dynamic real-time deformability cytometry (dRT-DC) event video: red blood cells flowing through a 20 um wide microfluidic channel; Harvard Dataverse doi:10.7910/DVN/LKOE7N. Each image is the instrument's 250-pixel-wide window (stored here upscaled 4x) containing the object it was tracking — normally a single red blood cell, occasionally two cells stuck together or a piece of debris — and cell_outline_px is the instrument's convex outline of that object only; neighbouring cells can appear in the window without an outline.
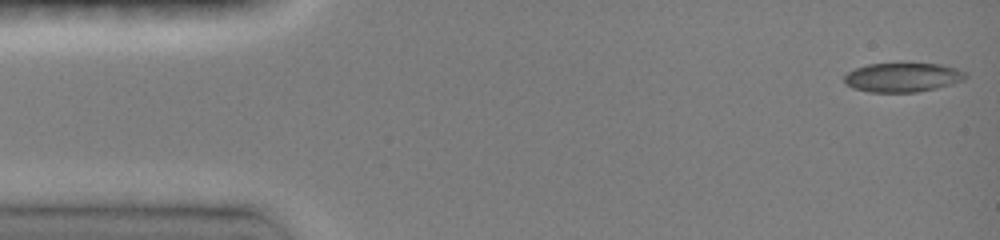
{"species": "common noctule bat (a hibernating species)", "species_latin": "Nyctalus noctula", "temperature_condition": "room temperature", "stored_images_in_passage": 46, "camera_frame_rate_fps": 3000, "um_per_image_px": 0.085, "animal": {"sex": "female", "body_mass_g": 19.0, "forearm_length_mm": 51.5}, "frame": {"image": 1, "passage_image": 1, "time_ms": 0.0, "image_size_px": [1000, 240], "cell_outline_px": [[968, 76], [964, 80], [952, 84], [936, 88], [916, 92], [868, 92], [852, 88], [844, 84], [844, 76], [848, 72], [856, 68], [868, 64], [900, 60], [940, 64], [956, 68], [968, 72]], "centroid_in_image_um": [76.73, 6.52], "position_along_channel_um": 8.3, "area_um2": 21.73}}
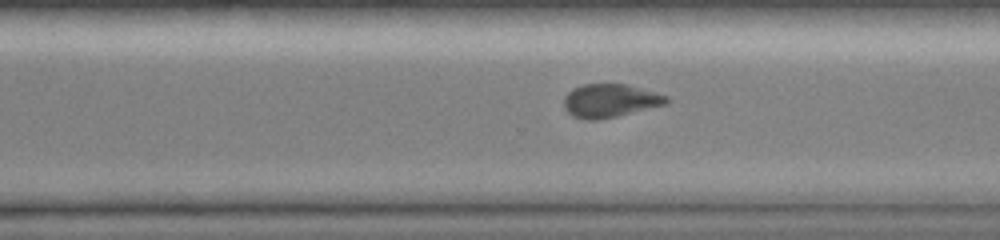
{"frame": {"image": 2, "passage_image": 32, "time_ms": 10.333, "image_size_px": [1000, 240], "cell_outline_px": [[672, 100], [668, 104], [616, 116], [596, 120], [588, 120], [572, 116], [564, 108], [564, 96], [568, 92], [584, 84], [628, 84], [656, 92], [668, 96]], "centroid_in_image_um": [51.9, 8.55], "position_along_channel_um": 318.7, "area_um2": 20.0}}
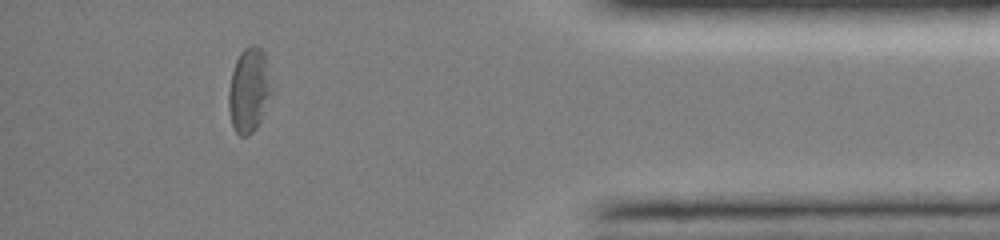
{"frame": {"image": 3, "passage_image": 41, "time_ms": 13.333, "image_size_px": [1000, 240], "cell_outline_px": [[276, 88], [260, 120], [252, 132], [248, 136], [240, 136], [236, 132], [232, 124], [228, 108], [228, 92], [232, 72], [236, 60], [240, 52], [244, 48], [252, 44], [260, 48], [264, 52]], "centroid_in_image_um": [21.22, 7.63], "position_along_channel_um": 414.0, "area_um2": 21.79}, "authors_computed_cell_mechanics": {"area_um2": 20.6924, "velocity_mm_per_s": 4.1086, "shape_relaxation_time_tau1_ms": 7.3866, "shape_relaxation_time_tau2_ms": 3.0822, "deformation_change_tau1": 0.1676, "deformation_change_tau2": 0.078}}